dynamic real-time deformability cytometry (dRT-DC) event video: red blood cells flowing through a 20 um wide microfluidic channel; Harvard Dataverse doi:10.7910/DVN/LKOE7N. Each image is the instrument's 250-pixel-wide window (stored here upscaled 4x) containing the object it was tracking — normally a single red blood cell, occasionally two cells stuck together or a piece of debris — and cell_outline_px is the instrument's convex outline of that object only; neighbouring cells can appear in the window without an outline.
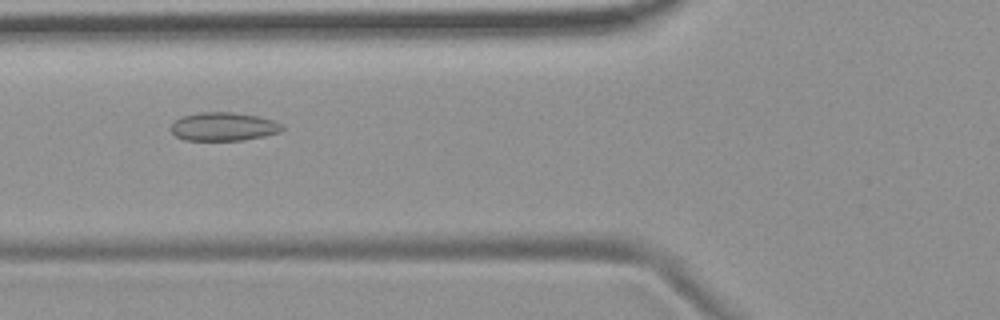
{"species": "common noctule bat (a hibernating species)", "species_latin": "Nyctalus noctula", "temperature_condition": "room temperature", "stored_images_in_passage": 4, "camera_frame_rate_fps": 3000, "um_per_image_px": 0.085, "animal": {"sex": "female", "body_mass_g": 19.9}, "frame": {"image": 1, "passage_image": 3, "time_ms": 2.333, "image_size_px": [1000, 320], "cell_outline_px": [[284, 128], [280, 132], [264, 136], [244, 140], [184, 140], [176, 136], [172, 132], [172, 124], [176, 120], [184, 116], [200, 112], [232, 112], [260, 116], [284, 124]], "centroid_in_image_um": [19.05, 10.76], "position_along_channel_um": 106.8, "area_um2": 18.44}}
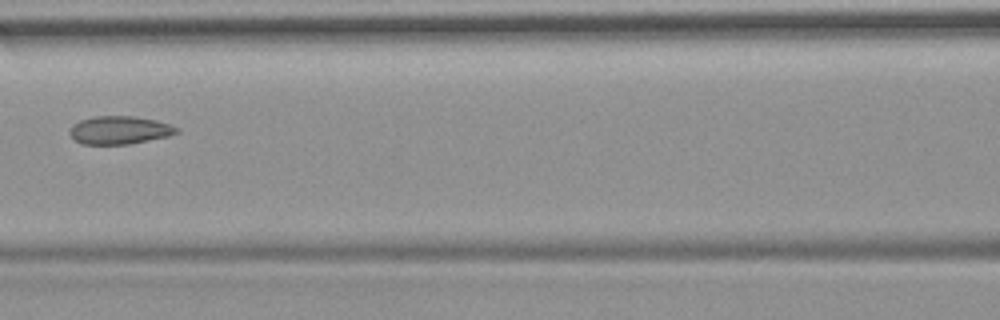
{"frame": {"image": 2, "passage_image": 4, "time_ms": 3.667, "image_size_px": [1000, 320], "cell_outline_px": [[180, 132], [168, 136], [128, 144], [80, 144], [68, 132], [68, 128], [72, 124], [80, 120], [96, 116], [132, 116], [156, 120], [172, 124], [180, 128]], "centroid_in_image_um": [10.17, 11.05], "position_along_channel_um": 156.4, "area_um2": 17.63}}